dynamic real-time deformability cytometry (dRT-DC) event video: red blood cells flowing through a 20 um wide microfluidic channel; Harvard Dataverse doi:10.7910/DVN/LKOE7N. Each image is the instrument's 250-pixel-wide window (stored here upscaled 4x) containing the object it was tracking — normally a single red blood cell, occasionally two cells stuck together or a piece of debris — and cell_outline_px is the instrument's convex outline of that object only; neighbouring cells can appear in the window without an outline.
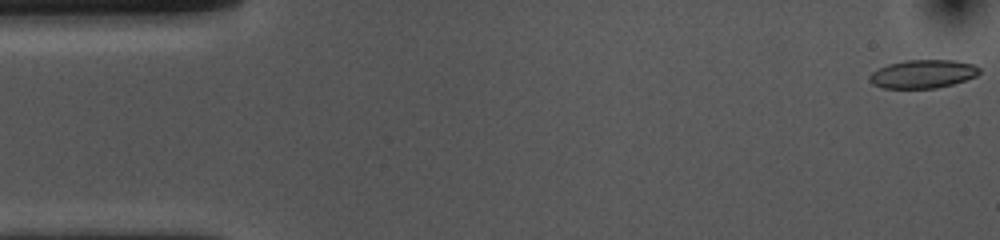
{"species": "common noctule bat (a hibernating species)", "species_latin": "Nyctalus noctula", "temperature_condition": "cold", "stored_images_in_passage": 54, "camera_frame_rate_fps": 3000, "um_per_image_px": 0.085, "animal": {"sex": "female", "body_mass_g": 10.0, "forearm_length_mm": 53.1}, "frame": {"image": 1, "passage_image": 1, "time_ms": 0.0, "image_size_px": [1000, 240], "cell_outline_px": [[980, 72], [976, 76], [952, 84], [936, 88], [884, 88], [872, 84], [868, 80], [868, 76], [872, 72], [888, 64], [904, 60], [956, 60], [972, 64], [980, 68]], "centroid_in_image_um": [78.42, 6.28], "position_along_channel_um": 6.6, "area_um2": 18.15}}
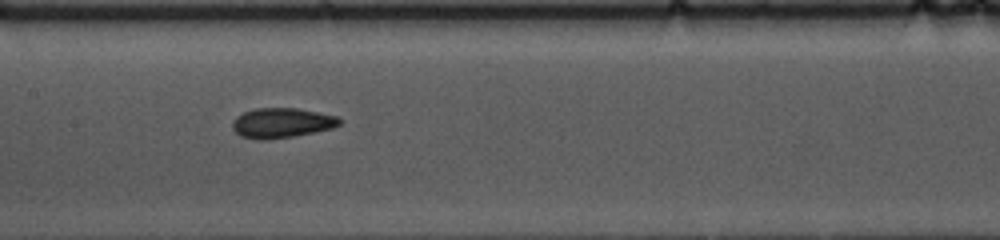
{"frame": {"image": 2, "passage_image": 25, "time_ms": 8.0, "image_size_px": [1000, 240], "cell_outline_px": [[344, 120], [340, 124], [332, 128], [292, 136], [260, 140], [256, 140], [240, 136], [232, 128], [232, 120], [236, 116], [244, 112], [256, 108], [296, 108], [340, 116]], "centroid_in_image_um": [23.95, 10.44], "position_along_channel_um": 183.4, "area_um2": 18.73}}
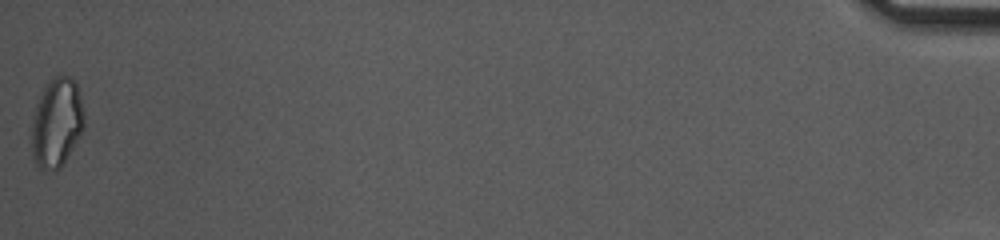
{"frame": {"image": 3, "passage_image": 54, "time_ms": 17.667, "image_size_px": [1000, 240], "cell_outline_px": [[84, 128], [60, 168], [56, 172], [48, 172], [40, 168], [32, 160], [32, 120], [36, 104], [44, 84], [48, 80], [56, 76], [72, 76], [76, 80], [84, 112]], "centroid_in_image_um": [4.81, 10.42], "position_along_channel_um": 430.4, "area_um2": 27.69}, "authors_computed_cell_mechanics": {"area_um2": 18.6694, "velocity_mm_per_s": 3.638, "shape_relaxation_time_tau1_ms": 4.7151, "shape_relaxation_time_tau2_ms": 2.471, "deformation_change_tau1": 0.1329, "deformation_change_tau2": 0.0922}}